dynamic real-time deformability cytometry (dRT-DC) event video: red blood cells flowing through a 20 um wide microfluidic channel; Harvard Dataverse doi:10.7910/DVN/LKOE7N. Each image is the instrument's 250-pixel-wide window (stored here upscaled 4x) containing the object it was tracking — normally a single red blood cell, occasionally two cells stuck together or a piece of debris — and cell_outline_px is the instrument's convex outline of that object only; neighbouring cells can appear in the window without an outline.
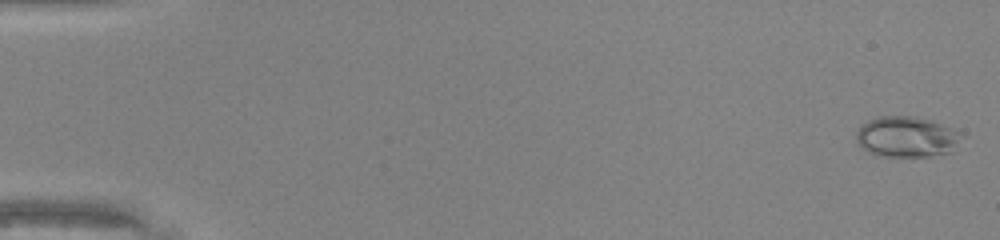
{"species": "common noctule bat (a hibernating species)", "species_latin": "Nyctalus noctula", "temperature_condition": "warm", "stored_images_in_passage": 48, "camera_frame_rate_fps": 3000, "um_per_image_px": 0.085, "animal": {"sex": "male", "body_mass_g": 20.0, "forearm_length_mm": 53.3}, "frame": {"image": 1, "passage_image": 1, "time_ms": 0.0, "image_size_px": [1000, 240], "cell_outline_px": [[968, 136], [956, 152], [932, 156], [876, 156], [860, 148], [856, 140], [856, 132], [860, 124], [868, 120], [880, 116], [916, 116], [932, 120], [952, 128]], "centroid_in_image_um": [77.15, 11.64], "position_along_channel_um": 7.8, "area_um2": 26.07}}
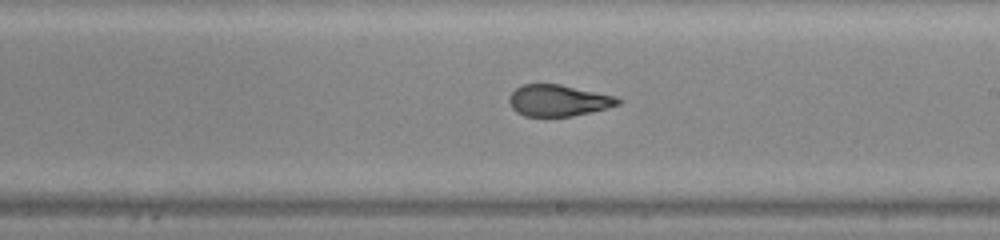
{"frame": {"image": 2, "passage_image": 29, "time_ms": 9.333, "image_size_px": [1000, 240], "cell_outline_px": [[620, 104], [608, 108], [572, 116], [524, 116], [516, 112], [512, 108], [508, 100], [508, 96], [516, 88], [524, 84], [560, 84], [616, 96], [620, 100]], "centroid_in_image_um": [47.44, 8.54], "position_along_channel_um": 241.6, "area_um2": 19.94}}
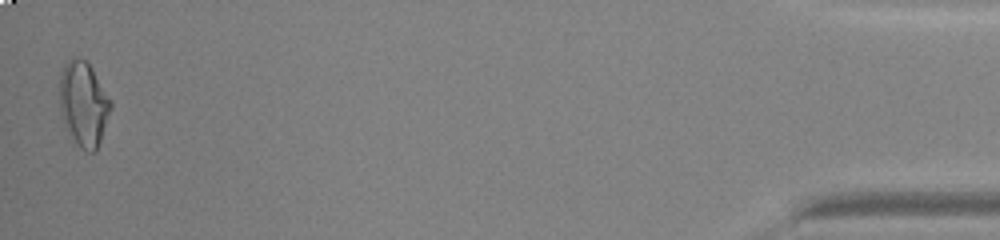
{"frame": {"image": 3, "passage_image": 48, "time_ms": 15.667, "image_size_px": [1000, 240], "cell_outline_px": [[112, 108], [96, 152], [88, 152], [72, 144], [64, 124], [60, 112], [60, 72], [68, 60], [72, 56], [88, 60], [112, 100]], "centroid_in_image_um": [7.11, 8.84], "position_along_channel_um": 428.1, "area_um2": 26.01}, "authors_computed_cell_mechanics": {"area_um2": 21.8195, "velocity_mm_per_s": 4.3164, "shape_relaxation_time_tau1_ms": null, "shape_relaxation_time_tau2_ms": 1.0345, "deformation_change_tau1": null, "deformation_change_tau2": 0.0659}}